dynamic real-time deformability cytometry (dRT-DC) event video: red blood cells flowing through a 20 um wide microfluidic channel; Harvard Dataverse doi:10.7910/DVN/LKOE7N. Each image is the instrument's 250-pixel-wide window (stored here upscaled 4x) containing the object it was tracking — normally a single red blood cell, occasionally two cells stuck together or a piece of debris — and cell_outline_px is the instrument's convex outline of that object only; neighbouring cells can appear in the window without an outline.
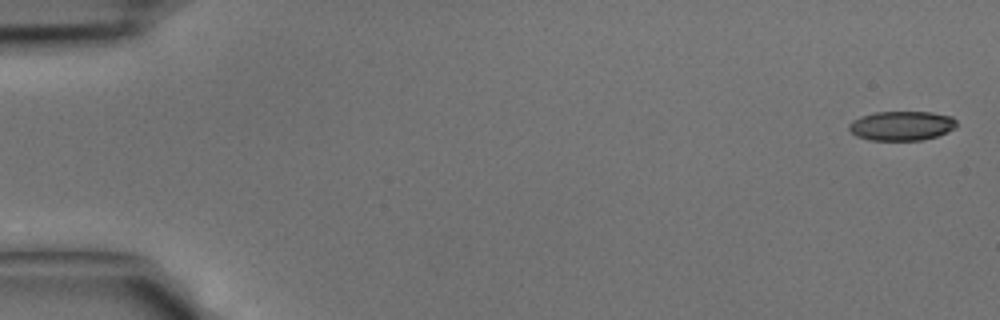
{"species": "common noctule bat (a hibernating species)", "species_latin": "Nyctalus noctula", "temperature_condition": "cold", "stored_images_in_passage": 8, "camera_frame_rate_fps": 3000, "um_per_image_px": 0.085, "animal": {"sex": "male", "body_mass_g": 15.6}, "frame": {"image": 1, "passage_image": 1, "time_ms": 0.0, "image_size_px": [1000, 320], "cell_outline_px": [[956, 128], [948, 132], [936, 136], [920, 140], [872, 140], [856, 136], [848, 128], [848, 124], [852, 120], [860, 116], [876, 112], [932, 112], [952, 116], [956, 120]], "centroid_in_image_um": [76.64, 10.68], "position_along_channel_um": 8.4, "area_um2": 18.5}}